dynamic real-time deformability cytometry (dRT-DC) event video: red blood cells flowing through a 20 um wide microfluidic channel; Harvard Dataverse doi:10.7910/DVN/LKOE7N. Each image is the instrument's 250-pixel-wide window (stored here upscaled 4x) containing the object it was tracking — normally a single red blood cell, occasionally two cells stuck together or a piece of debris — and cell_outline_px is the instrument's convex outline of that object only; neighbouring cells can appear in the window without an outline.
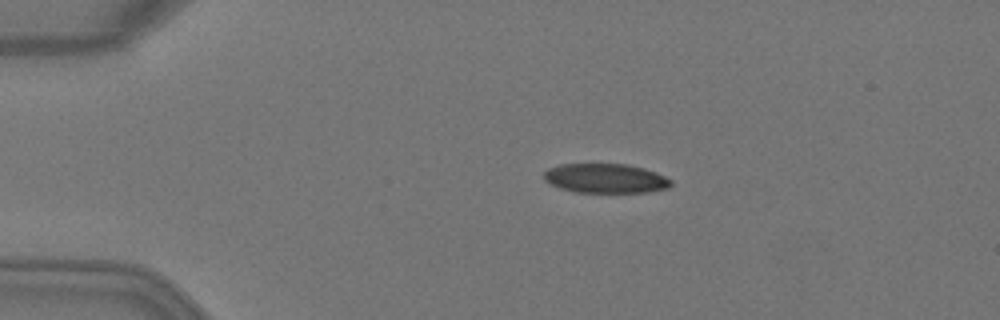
{"species": "Egyptian fruit bat (a non-hibernating species)", "species_latin": "Rousettus aegyptiacus", "temperature_condition": "warm", "stored_images_in_passage": 4, "camera_frame_rate_fps": 3000, "um_per_image_px": 0.085, "animal": {"sex": "female"}, "frame": {"image": 1, "passage_image": 3, "time_ms": 0.667, "image_size_px": [1000, 320], "cell_outline_px": [[672, 184], [668, 188], [648, 192], [576, 192], [560, 188], [544, 180], [544, 172], [548, 168], [560, 164], [628, 164], [644, 168], [656, 172], [672, 180]], "centroid_in_image_um": [51.48, 15.15], "position_along_channel_um": 33.5, "area_um2": 21.79}}